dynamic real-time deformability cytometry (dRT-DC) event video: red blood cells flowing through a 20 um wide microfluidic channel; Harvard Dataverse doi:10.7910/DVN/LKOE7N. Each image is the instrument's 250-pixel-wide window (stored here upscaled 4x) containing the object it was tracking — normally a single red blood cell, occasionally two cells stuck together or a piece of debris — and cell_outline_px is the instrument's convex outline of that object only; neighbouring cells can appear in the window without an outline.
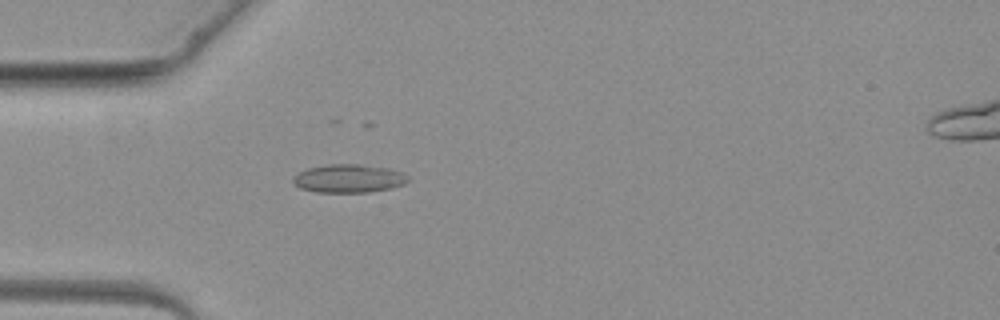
{"species": "common noctule bat (a hibernating species)", "species_latin": "Nyctalus noctula", "temperature_condition": "warm", "stored_images_in_passage": 3, "camera_frame_rate_fps": 3000, "um_per_image_px": 0.085, "animal": {"sex": "female", "body_mass_g": 19.3, "forearm_length_mm": 54.1}, "frame": {"image": 1, "passage_image": 3, "time_ms": 2.333, "image_size_px": [1000, 320], "cell_outline_px": [[408, 180], [404, 184], [392, 188], [368, 192], [316, 192], [300, 188], [292, 184], [292, 176], [308, 168], [328, 164], [360, 164], [388, 168], [400, 172], [408, 176]], "centroid_in_image_um": [29.6, 15.17], "position_along_channel_um": 55.4, "area_um2": 19.02}}